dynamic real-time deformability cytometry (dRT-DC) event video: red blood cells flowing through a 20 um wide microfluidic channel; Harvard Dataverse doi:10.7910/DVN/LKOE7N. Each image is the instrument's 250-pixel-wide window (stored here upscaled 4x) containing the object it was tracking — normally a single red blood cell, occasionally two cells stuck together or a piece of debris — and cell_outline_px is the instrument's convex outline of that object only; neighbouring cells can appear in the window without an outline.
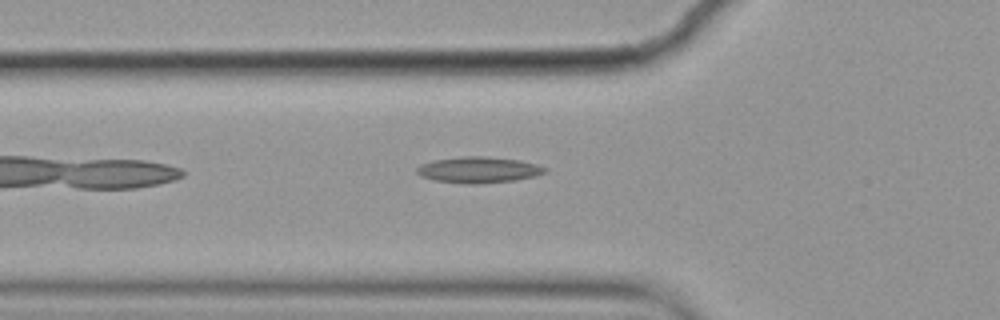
{"species": "common noctule bat (a hibernating species)", "species_latin": "Nyctalus noctula", "temperature_condition": "cold", "stored_images_in_passage": 6, "camera_frame_rate_fps": 3000, "um_per_image_px": 0.085, "animal": {"sex": "female", "body_mass_g": 19.9}, "frame": {"image": 1, "passage_image": 6, "time_ms": 1.667, "image_size_px": [1000, 320], "cell_outline_px": [[548, 172], [536, 176], [516, 180], [476, 184], [468, 184], [436, 180], [420, 176], [416, 172], [416, 168], [420, 164], [432, 160], [460, 156], [484, 156], [520, 160], [536, 164], [548, 168]], "centroid_in_image_um": [40.69, 14.43], "position_along_channel_um": 85.1, "area_um2": 19.65}}